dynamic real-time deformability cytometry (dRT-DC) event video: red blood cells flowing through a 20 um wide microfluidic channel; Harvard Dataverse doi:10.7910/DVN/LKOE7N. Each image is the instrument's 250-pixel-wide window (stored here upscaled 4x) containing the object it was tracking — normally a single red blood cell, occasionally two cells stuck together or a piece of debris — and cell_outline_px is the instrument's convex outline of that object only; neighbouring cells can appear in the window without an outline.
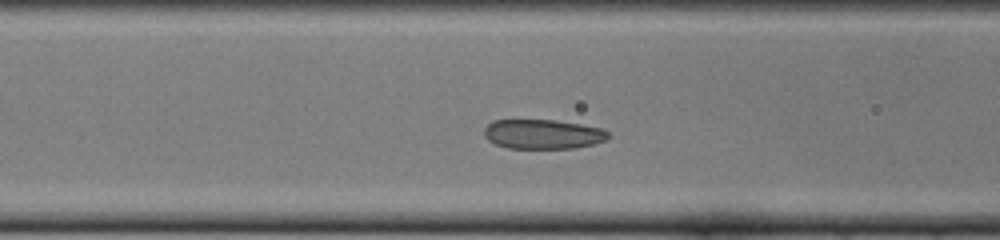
{"species": "common noctule bat (a hibernating species)", "species_latin": "Nyctalus noctula", "temperature_condition": "cold", "stored_images_in_passage": 43, "camera_frame_rate_fps": 3000, "um_per_image_px": 0.085, "animal": {"sex": "female", "body_mass_g": 22.0, "forearm_length_mm": 56.7}, "frame": {"image": 1, "passage_image": 12, "time_ms": 3.667, "image_size_px": [1000, 240], "cell_outline_px": [[608, 140], [592, 144], [572, 148], [508, 148], [496, 144], [488, 140], [484, 136], [484, 128], [492, 120], [556, 120], [604, 128], [608, 132]], "centroid_in_image_um": [46.14, 11.39], "position_along_channel_um": 120.5, "area_um2": 21.39}}
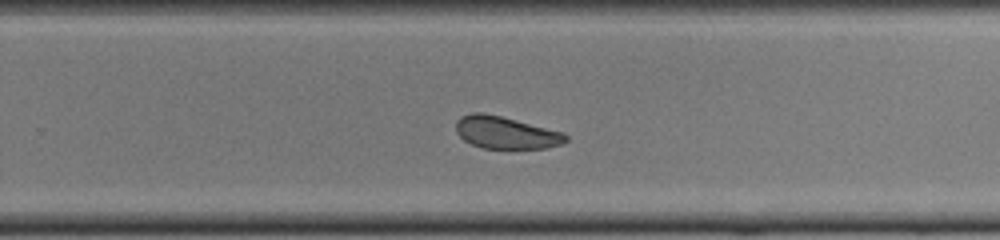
{"frame": {"image": 2, "passage_image": 25, "time_ms": 8.0, "image_size_px": [1000, 240], "cell_outline_px": [[568, 140], [560, 144], [544, 148], [480, 148], [464, 140], [456, 132], [456, 120], [460, 116], [472, 112], [480, 112], [500, 116], [564, 132], [568, 136]], "centroid_in_image_um": [42.97, 11.27], "position_along_channel_um": 286.8, "area_um2": 20.58}}
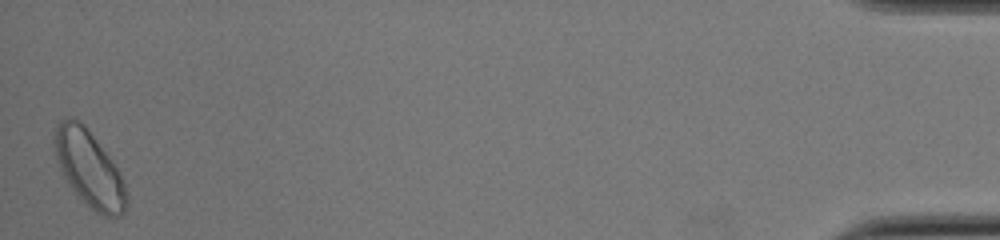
{"frame": {"image": 3, "passage_image": 43, "time_ms": 14.0, "image_size_px": [1000, 240], "cell_outline_px": [[128, 204], [124, 212], [120, 216], [104, 216], [96, 212], [80, 200], [68, 184], [56, 160], [52, 144], [52, 140], [56, 124], [60, 120], [68, 116], [84, 124], [108, 156], [124, 180], [128, 196]], "centroid_in_image_um": [7.55, 14.35], "position_along_channel_um": 427.6, "area_um2": 32.14}, "authors_computed_cell_mechanics": {"area_um2": 22.4264, "velocity_mm_per_s": 3.8521, "shape_relaxation_time_tau1_ms": 6.3103, "shape_relaxation_time_tau2_ms": 2.0012, "deformation_change_tau1": 0.1068, "deformation_change_tau2": 0.0659}}